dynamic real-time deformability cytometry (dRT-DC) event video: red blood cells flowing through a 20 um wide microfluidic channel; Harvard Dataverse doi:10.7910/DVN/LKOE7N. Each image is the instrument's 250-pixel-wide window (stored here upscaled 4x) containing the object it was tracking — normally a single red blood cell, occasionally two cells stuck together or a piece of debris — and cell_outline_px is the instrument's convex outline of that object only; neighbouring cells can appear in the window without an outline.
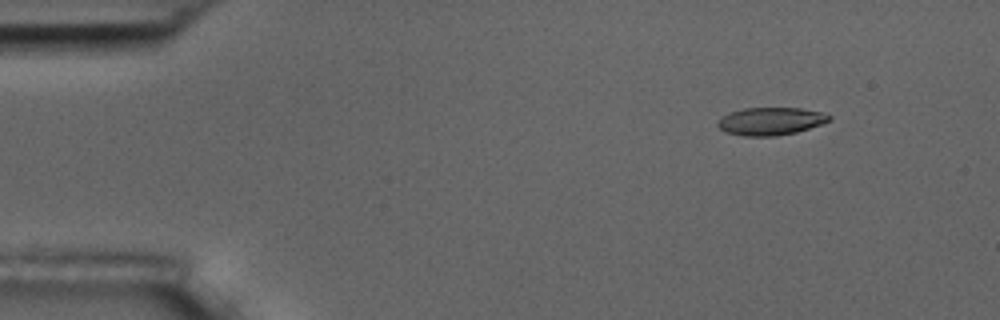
{"species": "common noctule bat (a hibernating species)", "species_latin": "Nyctalus noctula", "temperature_condition": "room temperature", "stored_images_in_passage": 5, "camera_frame_rate_fps": 3000, "um_per_image_px": 0.085, "animal": {"sex": "male", "body_mass_g": 17.5, "forearm_length_mm": 52.3}, "frame": {"image": 1, "passage_image": 1, "time_ms": 0.0, "image_size_px": [1000, 320], "cell_outline_px": [[832, 120], [796, 132], [776, 136], [744, 136], [724, 132], [716, 124], [716, 120], [728, 112], [744, 108], [800, 108], [824, 112], [832, 116]], "centroid_in_image_um": [65.48, 10.3], "position_along_channel_um": 19.5, "area_um2": 18.21}}
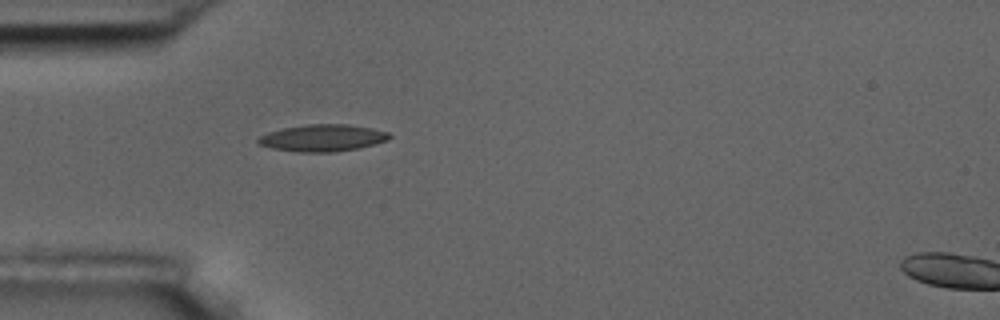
{"frame": {"image": 2, "passage_image": 4, "time_ms": 3.333, "image_size_px": [1000, 320], "cell_outline_px": [[392, 136], [388, 140], [360, 148], [332, 152], [296, 152], [272, 148], [260, 144], [256, 140], [260, 136], [268, 132], [280, 128], [308, 124], [348, 124], [372, 128], [388, 132]], "centroid_in_image_um": [27.43, 11.72], "position_along_channel_um": 57.6, "area_um2": 20.69}}